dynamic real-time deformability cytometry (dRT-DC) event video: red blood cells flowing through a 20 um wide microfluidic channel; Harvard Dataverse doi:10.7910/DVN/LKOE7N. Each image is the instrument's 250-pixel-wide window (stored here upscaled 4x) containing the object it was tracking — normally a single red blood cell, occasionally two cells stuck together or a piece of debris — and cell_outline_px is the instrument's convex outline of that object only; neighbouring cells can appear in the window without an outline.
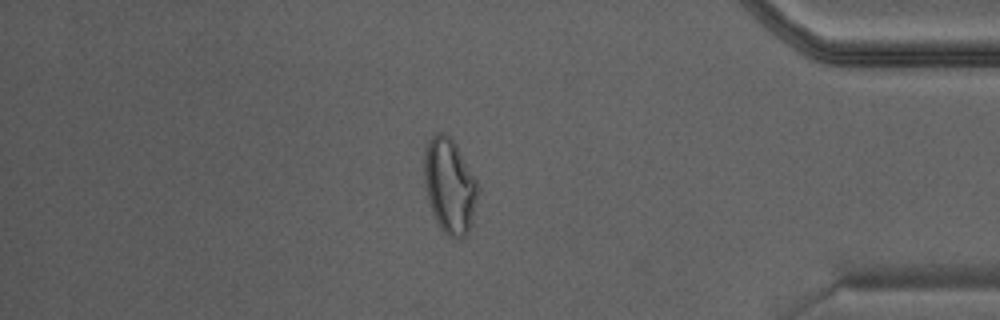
{"species": "Egyptian fruit bat (a non-hibernating species)", "species_latin": "Rousettus aegyptiacus", "temperature_condition": "warm", "stored_images_in_passage": 29, "camera_frame_rate_fps": 3000, "um_per_image_px": 0.085, "animal": {"sex": "male"}, "frame": {"image": 1, "passage_image": 25, "time_ms": 8.0, "image_size_px": [1000, 320], "cell_outline_px": [[480, 192], [472, 224], [468, 232], [460, 240], [456, 240], [448, 236], [440, 228], [432, 212], [428, 200], [424, 184], [424, 152], [428, 140], [436, 132], [444, 132], [456, 144], [476, 180], [480, 188]], "centroid_in_image_um": [38.23, 15.83], "position_along_channel_um": 397.0, "area_um2": 30.17}}
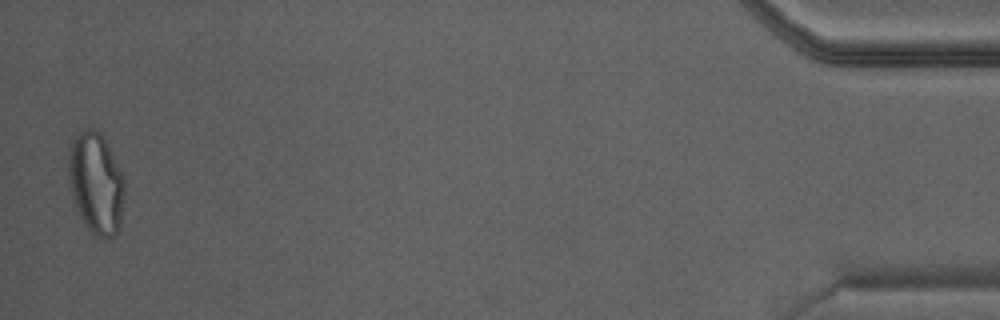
{"frame": {"image": 2, "passage_image": 29, "time_ms": 9.333, "image_size_px": [1000, 320], "cell_outline_px": [[124, 192], [120, 224], [116, 232], [112, 236], [96, 236], [80, 220], [72, 200], [68, 172], [68, 156], [72, 144], [76, 136], [84, 128], [92, 128], [100, 132], [124, 176]], "centroid_in_image_um": [8.14, 15.57], "position_along_channel_um": 427.1, "area_um2": 32.89}}